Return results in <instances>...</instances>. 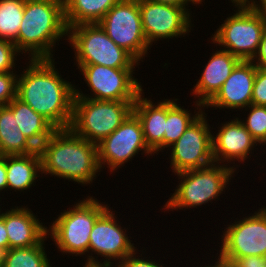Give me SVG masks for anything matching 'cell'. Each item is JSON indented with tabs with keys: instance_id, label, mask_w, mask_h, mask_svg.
<instances>
[{
	"instance_id": "obj_1",
	"label": "cell",
	"mask_w": 266,
	"mask_h": 267,
	"mask_svg": "<svg viewBox=\"0 0 266 267\" xmlns=\"http://www.w3.org/2000/svg\"><path fill=\"white\" fill-rule=\"evenodd\" d=\"M26 60L29 65L17 75L16 96L56 129L70 128L76 85L59 74L55 59Z\"/></svg>"
},
{
	"instance_id": "obj_2",
	"label": "cell",
	"mask_w": 266,
	"mask_h": 267,
	"mask_svg": "<svg viewBox=\"0 0 266 267\" xmlns=\"http://www.w3.org/2000/svg\"><path fill=\"white\" fill-rule=\"evenodd\" d=\"M43 174L88 186L101 172L97 145L70 128L57 129L38 149Z\"/></svg>"
},
{
	"instance_id": "obj_3",
	"label": "cell",
	"mask_w": 266,
	"mask_h": 267,
	"mask_svg": "<svg viewBox=\"0 0 266 267\" xmlns=\"http://www.w3.org/2000/svg\"><path fill=\"white\" fill-rule=\"evenodd\" d=\"M67 35L64 0H25L22 24L13 42L22 55L27 53L29 59H54L56 43L58 46L62 38L67 40Z\"/></svg>"
},
{
	"instance_id": "obj_4",
	"label": "cell",
	"mask_w": 266,
	"mask_h": 267,
	"mask_svg": "<svg viewBox=\"0 0 266 267\" xmlns=\"http://www.w3.org/2000/svg\"><path fill=\"white\" fill-rule=\"evenodd\" d=\"M74 202L68 209L60 212L47 228V235L59 253L73 256L87 255L85 266H89L90 233L97 218L110 206L92 196Z\"/></svg>"
},
{
	"instance_id": "obj_5",
	"label": "cell",
	"mask_w": 266,
	"mask_h": 267,
	"mask_svg": "<svg viewBox=\"0 0 266 267\" xmlns=\"http://www.w3.org/2000/svg\"><path fill=\"white\" fill-rule=\"evenodd\" d=\"M238 172L227 164L213 163L209 166L176 173L178 184L174 193L162 206L163 212L202 207L217 199L228 190L231 180ZM225 190V191H224Z\"/></svg>"
},
{
	"instance_id": "obj_6",
	"label": "cell",
	"mask_w": 266,
	"mask_h": 267,
	"mask_svg": "<svg viewBox=\"0 0 266 267\" xmlns=\"http://www.w3.org/2000/svg\"><path fill=\"white\" fill-rule=\"evenodd\" d=\"M67 40L75 53L74 65H102L117 69H135L138 66L139 69L140 63L116 45L98 23L71 26Z\"/></svg>"
},
{
	"instance_id": "obj_7",
	"label": "cell",
	"mask_w": 266,
	"mask_h": 267,
	"mask_svg": "<svg viewBox=\"0 0 266 267\" xmlns=\"http://www.w3.org/2000/svg\"><path fill=\"white\" fill-rule=\"evenodd\" d=\"M134 103L74 98L70 129L77 136L98 145L133 112Z\"/></svg>"
},
{
	"instance_id": "obj_8",
	"label": "cell",
	"mask_w": 266,
	"mask_h": 267,
	"mask_svg": "<svg viewBox=\"0 0 266 267\" xmlns=\"http://www.w3.org/2000/svg\"><path fill=\"white\" fill-rule=\"evenodd\" d=\"M234 12L212 34L211 43L242 61H252L260 47L266 18L250 6H235Z\"/></svg>"
},
{
	"instance_id": "obj_9",
	"label": "cell",
	"mask_w": 266,
	"mask_h": 267,
	"mask_svg": "<svg viewBox=\"0 0 266 267\" xmlns=\"http://www.w3.org/2000/svg\"><path fill=\"white\" fill-rule=\"evenodd\" d=\"M75 66L83 75V80L87 84L88 90H91L89 93L91 95L83 93L77 85L74 98L99 101H136L138 95L144 91V86L134 75L136 69H117L102 65Z\"/></svg>"
},
{
	"instance_id": "obj_10",
	"label": "cell",
	"mask_w": 266,
	"mask_h": 267,
	"mask_svg": "<svg viewBox=\"0 0 266 267\" xmlns=\"http://www.w3.org/2000/svg\"><path fill=\"white\" fill-rule=\"evenodd\" d=\"M98 24L116 45L143 62L151 47L143 31L138 0H119Z\"/></svg>"
},
{
	"instance_id": "obj_11",
	"label": "cell",
	"mask_w": 266,
	"mask_h": 267,
	"mask_svg": "<svg viewBox=\"0 0 266 267\" xmlns=\"http://www.w3.org/2000/svg\"><path fill=\"white\" fill-rule=\"evenodd\" d=\"M112 210L113 207H108L93 225L89 241V266L114 267L138 249L132 243V236L127 235L128 228L121 226ZM98 257H102L103 262Z\"/></svg>"
},
{
	"instance_id": "obj_12",
	"label": "cell",
	"mask_w": 266,
	"mask_h": 267,
	"mask_svg": "<svg viewBox=\"0 0 266 267\" xmlns=\"http://www.w3.org/2000/svg\"><path fill=\"white\" fill-rule=\"evenodd\" d=\"M98 147V162L101 171L106 167L110 173L119 171L122 166L133 160L137 154L154 156L153 151L147 146L138 117L132 112L126 120ZM132 159V160H131ZM103 168V169H102Z\"/></svg>"
},
{
	"instance_id": "obj_13",
	"label": "cell",
	"mask_w": 266,
	"mask_h": 267,
	"mask_svg": "<svg viewBox=\"0 0 266 267\" xmlns=\"http://www.w3.org/2000/svg\"><path fill=\"white\" fill-rule=\"evenodd\" d=\"M237 219L222 230L219 254L224 258L266 257V206Z\"/></svg>"
},
{
	"instance_id": "obj_14",
	"label": "cell",
	"mask_w": 266,
	"mask_h": 267,
	"mask_svg": "<svg viewBox=\"0 0 266 267\" xmlns=\"http://www.w3.org/2000/svg\"><path fill=\"white\" fill-rule=\"evenodd\" d=\"M205 110L167 150L170 168L174 174L203 168L214 163L212 133Z\"/></svg>"
},
{
	"instance_id": "obj_15",
	"label": "cell",
	"mask_w": 266,
	"mask_h": 267,
	"mask_svg": "<svg viewBox=\"0 0 266 267\" xmlns=\"http://www.w3.org/2000/svg\"><path fill=\"white\" fill-rule=\"evenodd\" d=\"M141 12L142 27L150 47L160 40L186 37L195 27L192 24V11L189 7L174 6L138 0ZM192 15V16H191ZM192 17V18H191ZM193 26V28H192ZM174 38V39H173Z\"/></svg>"
},
{
	"instance_id": "obj_16",
	"label": "cell",
	"mask_w": 266,
	"mask_h": 267,
	"mask_svg": "<svg viewBox=\"0 0 266 267\" xmlns=\"http://www.w3.org/2000/svg\"><path fill=\"white\" fill-rule=\"evenodd\" d=\"M217 131V133L214 132L215 135L212 134L214 163L227 164L234 170H239L241 163H246L245 160L253 156L252 153L259 144L245 128L239 117L234 116L229 122L221 123ZM236 161L240 164H235Z\"/></svg>"
},
{
	"instance_id": "obj_17",
	"label": "cell",
	"mask_w": 266,
	"mask_h": 267,
	"mask_svg": "<svg viewBox=\"0 0 266 267\" xmlns=\"http://www.w3.org/2000/svg\"><path fill=\"white\" fill-rule=\"evenodd\" d=\"M256 70L257 66L252 61H241L204 109L225 110L226 108L240 111L251 105Z\"/></svg>"
},
{
	"instance_id": "obj_18",
	"label": "cell",
	"mask_w": 266,
	"mask_h": 267,
	"mask_svg": "<svg viewBox=\"0 0 266 267\" xmlns=\"http://www.w3.org/2000/svg\"><path fill=\"white\" fill-rule=\"evenodd\" d=\"M0 217L5 223L9 249L32 247L47 235V225L40 222L28 205L13 206L5 212L0 208Z\"/></svg>"
},
{
	"instance_id": "obj_19",
	"label": "cell",
	"mask_w": 266,
	"mask_h": 267,
	"mask_svg": "<svg viewBox=\"0 0 266 267\" xmlns=\"http://www.w3.org/2000/svg\"><path fill=\"white\" fill-rule=\"evenodd\" d=\"M242 60L229 51L218 49L211 55L205 64L201 77L193 85L190 95L195 97L196 102L205 106L220 90L223 83L230 76L235 67ZM197 98V99H196Z\"/></svg>"
},
{
	"instance_id": "obj_20",
	"label": "cell",
	"mask_w": 266,
	"mask_h": 267,
	"mask_svg": "<svg viewBox=\"0 0 266 267\" xmlns=\"http://www.w3.org/2000/svg\"><path fill=\"white\" fill-rule=\"evenodd\" d=\"M145 92H141L134 105L133 113L141 122L144 139L147 146L154 155L163 152V136L166 126L167 98L159 100L157 103L152 99L144 97Z\"/></svg>"
},
{
	"instance_id": "obj_21",
	"label": "cell",
	"mask_w": 266,
	"mask_h": 267,
	"mask_svg": "<svg viewBox=\"0 0 266 267\" xmlns=\"http://www.w3.org/2000/svg\"><path fill=\"white\" fill-rule=\"evenodd\" d=\"M7 191L25 192L35 186L42 175L39 151L27 155H6Z\"/></svg>"
},
{
	"instance_id": "obj_22",
	"label": "cell",
	"mask_w": 266,
	"mask_h": 267,
	"mask_svg": "<svg viewBox=\"0 0 266 267\" xmlns=\"http://www.w3.org/2000/svg\"><path fill=\"white\" fill-rule=\"evenodd\" d=\"M7 106L13 111L18 128L37 149L57 130L17 96Z\"/></svg>"
},
{
	"instance_id": "obj_23",
	"label": "cell",
	"mask_w": 266,
	"mask_h": 267,
	"mask_svg": "<svg viewBox=\"0 0 266 267\" xmlns=\"http://www.w3.org/2000/svg\"><path fill=\"white\" fill-rule=\"evenodd\" d=\"M38 149L18 128L13 111L7 106H0V156L27 155Z\"/></svg>"
},
{
	"instance_id": "obj_24",
	"label": "cell",
	"mask_w": 266,
	"mask_h": 267,
	"mask_svg": "<svg viewBox=\"0 0 266 267\" xmlns=\"http://www.w3.org/2000/svg\"><path fill=\"white\" fill-rule=\"evenodd\" d=\"M119 0H64L67 29L80 24L99 23Z\"/></svg>"
},
{
	"instance_id": "obj_25",
	"label": "cell",
	"mask_w": 266,
	"mask_h": 267,
	"mask_svg": "<svg viewBox=\"0 0 266 267\" xmlns=\"http://www.w3.org/2000/svg\"><path fill=\"white\" fill-rule=\"evenodd\" d=\"M176 99H167V116L166 126L163 136V152L173 143H175L185 132V130L192 124L204 111V106L196 101H193L195 105L194 114L192 111L181 107V104L177 103ZM180 105V106H179Z\"/></svg>"
},
{
	"instance_id": "obj_26",
	"label": "cell",
	"mask_w": 266,
	"mask_h": 267,
	"mask_svg": "<svg viewBox=\"0 0 266 267\" xmlns=\"http://www.w3.org/2000/svg\"><path fill=\"white\" fill-rule=\"evenodd\" d=\"M48 238L46 235L32 247L8 249L3 253L2 267H52L45 249V241Z\"/></svg>"
},
{
	"instance_id": "obj_27",
	"label": "cell",
	"mask_w": 266,
	"mask_h": 267,
	"mask_svg": "<svg viewBox=\"0 0 266 267\" xmlns=\"http://www.w3.org/2000/svg\"><path fill=\"white\" fill-rule=\"evenodd\" d=\"M25 0H0V38L14 42L18 38Z\"/></svg>"
},
{
	"instance_id": "obj_28",
	"label": "cell",
	"mask_w": 266,
	"mask_h": 267,
	"mask_svg": "<svg viewBox=\"0 0 266 267\" xmlns=\"http://www.w3.org/2000/svg\"><path fill=\"white\" fill-rule=\"evenodd\" d=\"M248 111L245 120L239 118L245 128L259 144L266 136V106L251 104L242 111Z\"/></svg>"
},
{
	"instance_id": "obj_29",
	"label": "cell",
	"mask_w": 266,
	"mask_h": 267,
	"mask_svg": "<svg viewBox=\"0 0 266 267\" xmlns=\"http://www.w3.org/2000/svg\"><path fill=\"white\" fill-rule=\"evenodd\" d=\"M20 54L13 42L0 38V73L18 72L15 71V66Z\"/></svg>"
},
{
	"instance_id": "obj_30",
	"label": "cell",
	"mask_w": 266,
	"mask_h": 267,
	"mask_svg": "<svg viewBox=\"0 0 266 267\" xmlns=\"http://www.w3.org/2000/svg\"><path fill=\"white\" fill-rule=\"evenodd\" d=\"M16 73H0V106L8 105L16 97L18 75Z\"/></svg>"
},
{
	"instance_id": "obj_31",
	"label": "cell",
	"mask_w": 266,
	"mask_h": 267,
	"mask_svg": "<svg viewBox=\"0 0 266 267\" xmlns=\"http://www.w3.org/2000/svg\"><path fill=\"white\" fill-rule=\"evenodd\" d=\"M251 104L266 106V69L257 67Z\"/></svg>"
},
{
	"instance_id": "obj_32",
	"label": "cell",
	"mask_w": 266,
	"mask_h": 267,
	"mask_svg": "<svg viewBox=\"0 0 266 267\" xmlns=\"http://www.w3.org/2000/svg\"><path fill=\"white\" fill-rule=\"evenodd\" d=\"M142 254H144L143 251L136 249L133 253L114 265V267H165L163 263L157 262L153 257L149 259L151 256L147 258L145 255L142 256Z\"/></svg>"
},
{
	"instance_id": "obj_33",
	"label": "cell",
	"mask_w": 266,
	"mask_h": 267,
	"mask_svg": "<svg viewBox=\"0 0 266 267\" xmlns=\"http://www.w3.org/2000/svg\"><path fill=\"white\" fill-rule=\"evenodd\" d=\"M231 260L235 267H266V257L264 256H246L239 258H226Z\"/></svg>"
},
{
	"instance_id": "obj_34",
	"label": "cell",
	"mask_w": 266,
	"mask_h": 267,
	"mask_svg": "<svg viewBox=\"0 0 266 267\" xmlns=\"http://www.w3.org/2000/svg\"><path fill=\"white\" fill-rule=\"evenodd\" d=\"M252 62L261 68L266 69V28L264 30L262 40L257 55L254 57Z\"/></svg>"
},
{
	"instance_id": "obj_35",
	"label": "cell",
	"mask_w": 266,
	"mask_h": 267,
	"mask_svg": "<svg viewBox=\"0 0 266 267\" xmlns=\"http://www.w3.org/2000/svg\"><path fill=\"white\" fill-rule=\"evenodd\" d=\"M7 191V169L5 156H0V192Z\"/></svg>"
},
{
	"instance_id": "obj_36",
	"label": "cell",
	"mask_w": 266,
	"mask_h": 267,
	"mask_svg": "<svg viewBox=\"0 0 266 267\" xmlns=\"http://www.w3.org/2000/svg\"><path fill=\"white\" fill-rule=\"evenodd\" d=\"M9 249V240L4 220L0 217V251L3 253Z\"/></svg>"
},
{
	"instance_id": "obj_37",
	"label": "cell",
	"mask_w": 266,
	"mask_h": 267,
	"mask_svg": "<svg viewBox=\"0 0 266 267\" xmlns=\"http://www.w3.org/2000/svg\"><path fill=\"white\" fill-rule=\"evenodd\" d=\"M212 262L215 263L209 264V267H235L231 260L222 257L220 254H218V257Z\"/></svg>"
},
{
	"instance_id": "obj_38",
	"label": "cell",
	"mask_w": 266,
	"mask_h": 267,
	"mask_svg": "<svg viewBox=\"0 0 266 267\" xmlns=\"http://www.w3.org/2000/svg\"><path fill=\"white\" fill-rule=\"evenodd\" d=\"M250 7L266 18V0H253Z\"/></svg>"
},
{
	"instance_id": "obj_39",
	"label": "cell",
	"mask_w": 266,
	"mask_h": 267,
	"mask_svg": "<svg viewBox=\"0 0 266 267\" xmlns=\"http://www.w3.org/2000/svg\"><path fill=\"white\" fill-rule=\"evenodd\" d=\"M149 1L163 3V4H170L174 6L191 7L189 6L191 3L188 0H149Z\"/></svg>"
},
{
	"instance_id": "obj_40",
	"label": "cell",
	"mask_w": 266,
	"mask_h": 267,
	"mask_svg": "<svg viewBox=\"0 0 266 267\" xmlns=\"http://www.w3.org/2000/svg\"><path fill=\"white\" fill-rule=\"evenodd\" d=\"M233 3L231 6H250L253 0H230Z\"/></svg>"
},
{
	"instance_id": "obj_41",
	"label": "cell",
	"mask_w": 266,
	"mask_h": 267,
	"mask_svg": "<svg viewBox=\"0 0 266 267\" xmlns=\"http://www.w3.org/2000/svg\"><path fill=\"white\" fill-rule=\"evenodd\" d=\"M190 3H192V5H194V6H197V5H199L200 6V4L201 5H203V1L204 0H188Z\"/></svg>"
},
{
	"instance_id": "obj_42",
	"label": "cell",
	"mask_w": 266,
	"mask_h": 267,
	"mask_svg": "<svg viewBox=\"0 0 266 267\" xmlns=\"http://www.w3.org/2000/svg\"><path fill=\"white\" fill-rule=\"evenodd\" d=\"M259 145H261V148H263V146L265 147V145H266V136H265V138L259 143Z\"/></svg>"
},
{
	"instance_id": "obj_43",
	"label": "cell",
	"mask_w": 266,
	"mask_h": 267,
	"mask_svg": "<svg viewBox=\"0 0 266 267\" xmlns=\"http://www.w3.org/2000/svg\"><path fill=\"white\" fill-rule=\"evenodd\" d=\"M3 264V252L0 251V267H2Z\"/></svg>"
},
{
	"instance_id": "obj_44",
	"label": "cell",
	"mask_w": 266,
	"mask_h": 267,
	"mask_svg": "<svg viewBox=\"0 0 266 267\" xmlns=\"http://www.w3.org/2000/svg\"><path fill=\"white\" fill-rule=\"evenodd\" d=\"M83 267H104V266H85V265H82Z\"/></svg>"
}]
</instances>
